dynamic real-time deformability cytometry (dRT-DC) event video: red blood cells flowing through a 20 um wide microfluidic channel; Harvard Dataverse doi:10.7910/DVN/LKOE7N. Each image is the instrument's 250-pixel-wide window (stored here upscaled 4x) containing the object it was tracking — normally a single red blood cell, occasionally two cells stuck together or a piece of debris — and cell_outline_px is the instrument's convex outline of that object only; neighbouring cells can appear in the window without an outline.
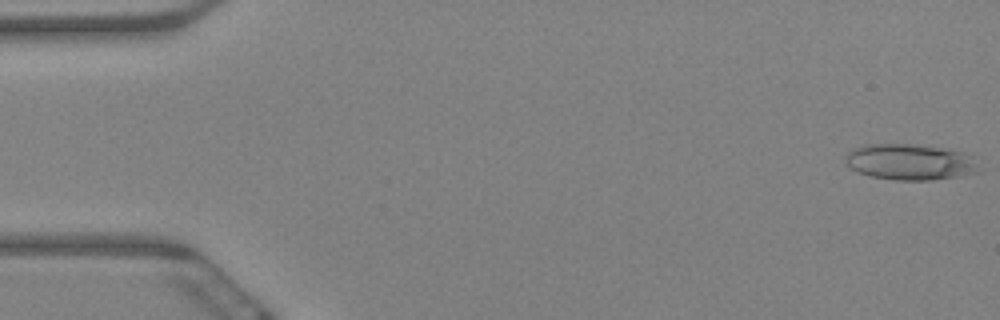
{"species": "Egyptian fruit bat (a non-hibernating species)", "species_latin": "Rousettus aegyptiacus", "temperature_condition": "warm", "stored_images_in_passage": 60, "camera_frame_rate_fps": 3000, "um_per_image_px": 0.085, "animal": {"sex": "female"}, "frame": {"image": 1, "passage_image": 1, "time_ms": 0.0, "image_size_px": [1000, 320], "cell_outline_px": [[984, 172], [932, 180], [896, 180], [872, 176], [860, 172], [852, 168], [844, 160], [848, 152], [852, 148], [864, 144], [908, 144], [940, 148], [964, 152], [972, 156]], "centroid_in_image_um": [77.41, 13.77], "position_along_channel_um": 7.6, "area_um2": 28.03}}
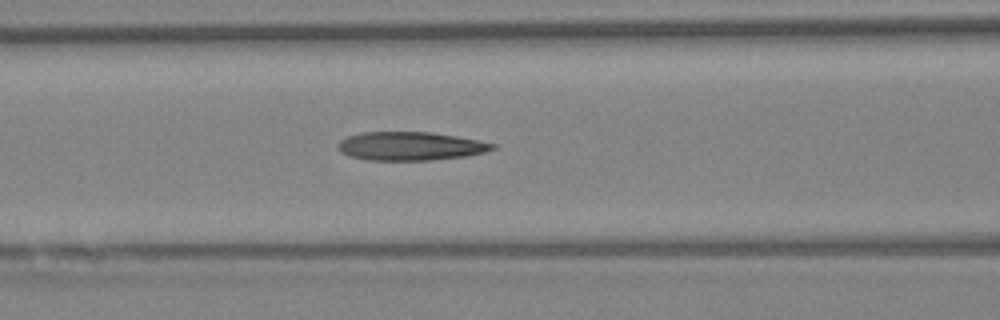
{"frame": {"image": 2, "passage_image": 25, "time_ms": 8.0, "image_size_px": [1000, 320], "cell_outline_px": [[496, 148], [484, 152], [464, 156], [432, 160], [368, 160], [348, 156], [340, 152], [336, 148], [336, 144], [340, 140], [348, 136], [360, 132], [428, 132], [456, 136], [496, 144]], "centroid_in_image_um": [34.81, 12.42], "position_along_channel_um": 131.8, "area_um2": 25.72}}
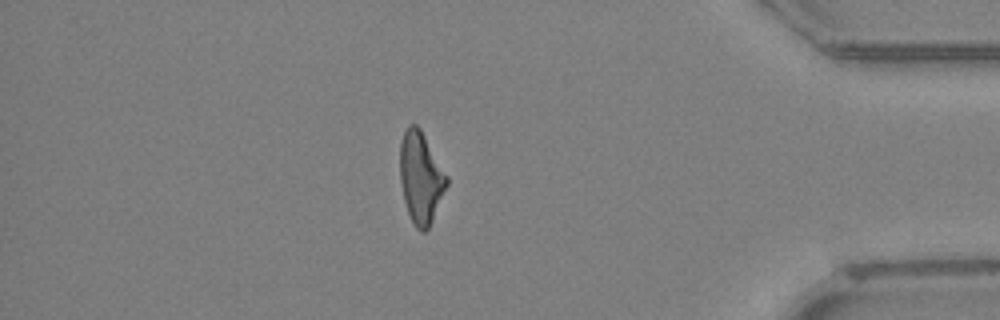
{"frame": {"image": 3, "passage_image": 52, "time_ms": 17.0, "image_size_px": [1000, 320], "cell_outline_px": [[448, 184], [432, 220], [428, 228], [424, 232], [420, 232], [416, 228], [408, 212], [404, 200], [400, 184], [400, 140], [408, 124], [416, 124], [420, 128], [448, 176]], "centroid_in_image_um": [35.76, 15.07], "position_along_channel_um": 399.4, "area_um2": 24.85}, "authors_computed_cell_mechanics": {"area_um2": 25.8077, "velocity_mm_per_s": 3.3953, "shape_relaxation_time_tau1_ms": null, "shape_relaxation_time_tau2_ms": 4.064, "deformation_change_tau1": null, "deformation_change_tau2": 0.1627}}